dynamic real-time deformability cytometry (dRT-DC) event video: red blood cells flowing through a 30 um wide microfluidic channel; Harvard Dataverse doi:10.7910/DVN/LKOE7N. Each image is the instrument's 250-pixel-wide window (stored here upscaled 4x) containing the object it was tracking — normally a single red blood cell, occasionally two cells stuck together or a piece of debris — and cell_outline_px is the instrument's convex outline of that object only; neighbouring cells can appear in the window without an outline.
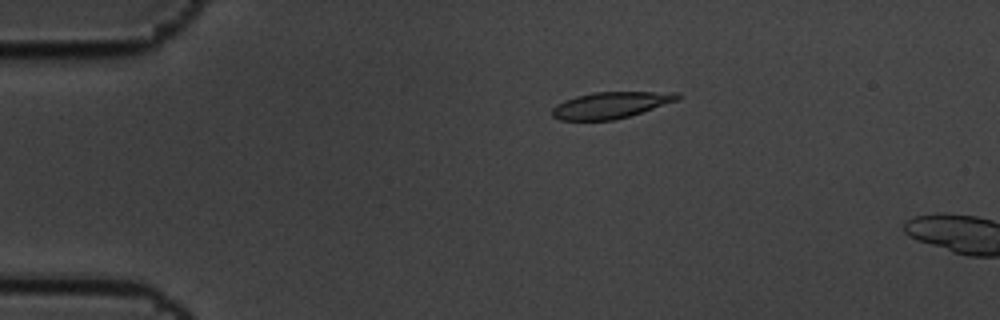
{"species": "common noctule bat (a hibernating species)", "species_latin": "Nyctalus noctula", "temperature_condition": "cold", "stored_images_in_passage": 3, "camera_frame_rate_fps": 3000, "um_per_image_px": 0.085, "animal": {"sex": "male", "body_mass_g": 19.5, "forearm_length_mm": 54.6}, "frame": {"image": 1, "passage_image": 2, "time_ms": 0.333, "image_size_px": [1000, 320], "cell_outline_px": [[680, 96], [676, 100], [628, 116], [612, 120], [560, 120], [552, 116], [552, 108], [556, 104], [564, 100], [576, 96], [596, 92], [680, 92]], "centroid_in_image_um": [51.85, 8.93], "position_along_channel_um": 33.2, "area_um2": 18.96}}